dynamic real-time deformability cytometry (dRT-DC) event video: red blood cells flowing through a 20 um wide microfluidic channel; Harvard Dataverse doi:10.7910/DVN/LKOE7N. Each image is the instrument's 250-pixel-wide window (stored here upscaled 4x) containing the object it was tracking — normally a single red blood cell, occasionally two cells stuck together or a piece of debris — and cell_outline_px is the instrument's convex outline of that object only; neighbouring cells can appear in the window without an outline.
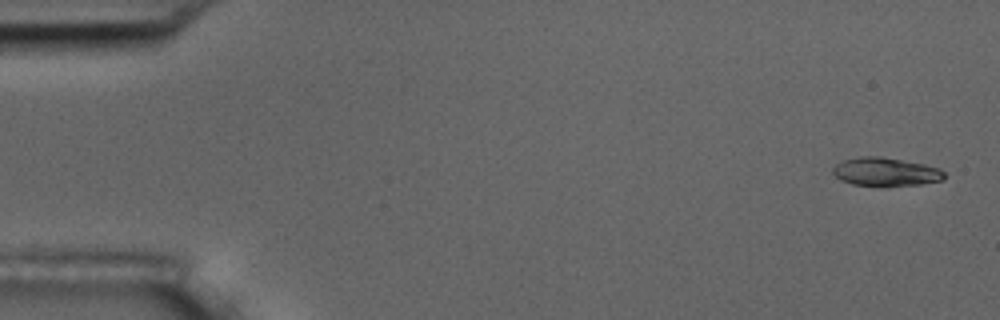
{"species": "common noctule bat (a hibernating species)", "species_latin": "Nyctalus noctula", "temperature_condition": "room temperature", "stored_images_in_passage": 56, "segment_of_instrument_passage": [1, 2], "camera_frame_rate_fps": 3000, "um_per_image_px": 0.085, "animal": {"sex": "male", "body_mass_g": 17.5, "forearm_length_mm": 52.3}, "frame": {"image": 1, "passage_image": 1, "time_ms": 0.0, "image_size_px": [1000, 320], "cell_outline_px": [[944, 180], [920, 184], [888, 188], [852, 184], [840, 180], [832, 172], [832, 168], [836, 164], [844, 160], [860, 156], [880, 156], [924, 164], [940, 168], [944, 172]], "centroid_in_image_um": [75.28, 14.63], "position_along_channel_um": 9.7, "area_um2": 18.96}}
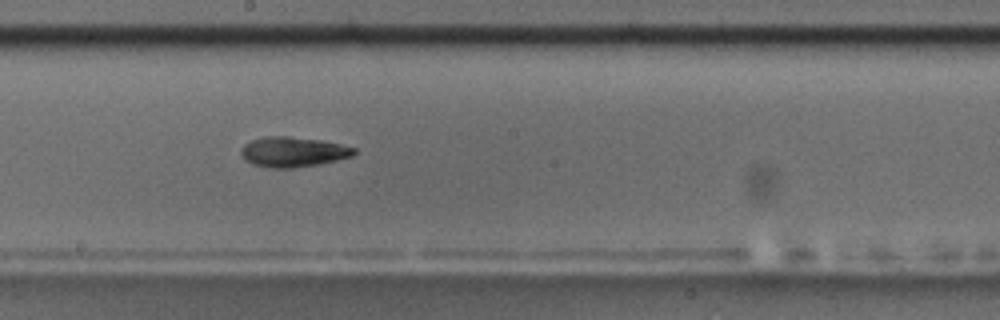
{"frame": {"image": 2, "passage_image": 30, "time_ms": 9.667, "image_size_px": [1000, 320], "cell_outline_px": [[356, 152], [352, 156], [320, 164], [288, 168], [272, 168], [252, 164], [244, 160], [240, 152], [240, 148], [244, 144], [252, 140], [268, 136], [288, 136], [320, 140], [340, 144], [356, 148]], "centroid_in_image_um": [24.88, 12.91], "position_along_channel_um": 223.3, "area_um2": 19.77}}
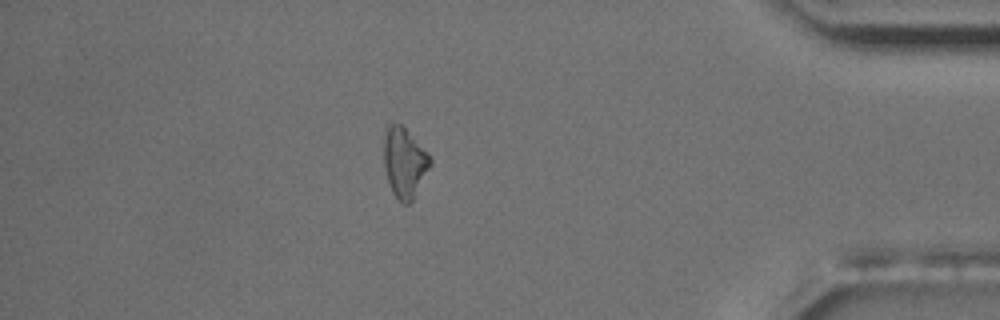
{"frame": {"image": 3, "passage_image": 48, "time_ms": 15.667, "image_size_px": [1000, 320], "cell_outline_px": [[432, 164], [412, 200], [408, 204], [404, 204], [392, 192], [384, 168], [384, 128], [388, 120], [392, 120], [400, 124], [428, 152], [432, 160]], "centroid_in_image_um": [34.36, 13.75], "position_along_channel_um": 400.8, "area_um2": 19.07}}